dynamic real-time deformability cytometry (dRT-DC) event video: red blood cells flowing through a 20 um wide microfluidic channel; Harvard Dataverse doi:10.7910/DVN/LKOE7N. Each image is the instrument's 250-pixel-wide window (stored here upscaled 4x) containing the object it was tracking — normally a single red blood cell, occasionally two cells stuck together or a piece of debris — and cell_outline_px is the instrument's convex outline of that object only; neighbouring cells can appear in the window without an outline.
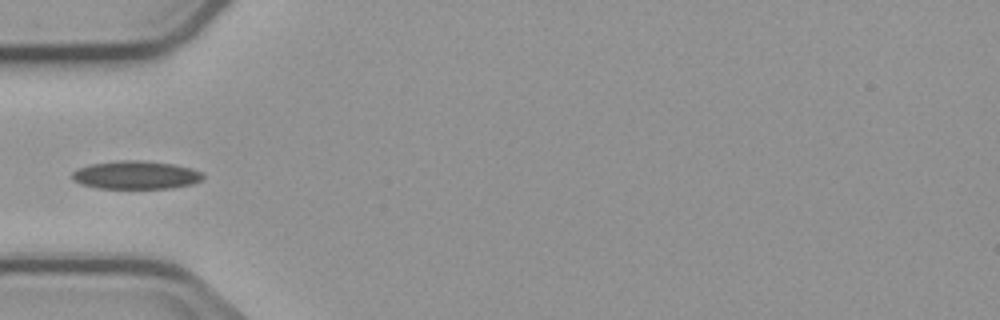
{"species": "common noctule bat (a hibernating species)", "species_latin": "Nyctalus noctula", "temperature_condition": "cold", "stored_images_in_passage": 6, "camera_frame_rate_fps": 3000, "um_per_image_px": 0.085, "animal": {"sex": "male", "body_mass_g": 23.1, "forearm_length_mm": 52.7}, "frame": {"image": 1, "passage_image": 6, "time_ms": 6.667, "image_size_px": [1000, 320], "cell_outline_px": [[204, 176], [200, 180], [192, 184], [172, 188], [100, 188], [80, 184], [72, 176], [72, 172], [80, 168], [92, 164], [120, 160], [140, 160], [172, 164], [192, 168], [204, 172]], "centroid_in_image_um": [11.6, 14.87], "position_along_channel_um": 73.4, "area_um2": 21.33}}